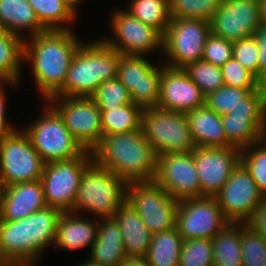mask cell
Returning a JSON list of instances; mask_svg holds the SVG:
<instances>
[{
    "mask_svg": "<svg viewBox=\"0 0 266 266\" xmlns=\"http://www.w3.org/2000/svg\"><path fill=\"white\" fill-rule=\"evenodd\" d=\"M77 266H100V265H95L93 263H91L89 260L83 261V263L81 262L80 264H77Z\"/></svg>",
    "mask_w": 266,
    "mask_h": 266,
    "instance_id": "53",
    "label": "cell"
},
{
    "mask_svg": "<svg viewBox=\"0 0 266 266\" xmlns=\"http://www.w3.org/2000/svg\"><path fill=\"white\" fill-rule=\"evenodd\" d=\"M65 3H67L77 14H78V7L80 4H82L81 2L85 1V0H62Z\"/></svg>",
    "mask_w": 266,
    "mask_h": 266,
    "instance_id": "51",
    "label": "cell"
},
{
    "mask_svg": "<svg viewBox=\"0 0 266 266\" xmlns=\"http://www.w3.org/2000/svg\"><path fill=\"white\" fill-rule=\"evenodd\" d=\"M45 163L23 129L0 135V181L4 186L40 180Z\"/></svg>",
    "mask_w": 266,
    "mask_h": 266,
    "instance_id": "7",
    "label": "cell"
},
{
    "mask_svg": "<svg viewBox=\"0 0 266 266\" xmlns=\"http://www.w3.org/2000/svg\"><path fill=\"white\" fill-rule=\"evenodd\" d=\"M128 182L93 161L83 172L73 212H89L95 218L113 217L126 202Z\"/></svg>",
    "mask_w": 266,
    "mask_h": 266,
    "instance_id": "5",
    "label": "cell"
},
{
    "mask_svg": "<svg viewBox=\"0 0 266 266\" xmlns=\"http://www.w3.org/2000/svg\"><path fill=\"white\" fill-rule=\"evenodd\" d=\"M161 73L162 65L155 66L145 56L122 55L117 78L129 91L134 104L143 108L157 107Z\"/></svg>",
    "mask_w": 266,
    "mask_h": 266,
    "instance_id": "16",
    "label": "cell"
},
{
    "mask_svg": "<svg viewBox=\"0 0 266 266\" xmlns=\"http://www.w3.org/2000/svg\"><path fill=\"white\" fill-rule=\"evenodd\" d=\"M91 98L99 108H118L132 103L129 91L117 77L102 82Z\"/></svg>",
    "mask_w": 266,
    "mask_h": 266,
    "instance_id": "40",
    "label": "cell"
},
{
    "mask_svg": "<svg viewBox=\"0 0 266 266\" xmlns=\"http://www.w3.org/2000/svg\"><path fill=\"white\" fill-rule=\"evenodd\" d=\"M61 116L80 145L92 152L101 142V112L91 97H57L46 100Z\"/></svg>",
    "mask_w": 266,
    "mask_h": 266,
    "instance_id": "12",
    "label": "cell"
},
{
    "mask_svg": "<svg viewBox=\"0 0 266 266\" xmlns=\"http://www.w3.org/2000/svg\"><path fill=\"white\" fill-rule=\"evenodd\" d=\"M113 218L121 230L126 255L146 257L153 234L141 216L126 201Z\"/></svg>",
    "mask_w": 266,
    "mask_h": 266,
    "instance_id": "24",
    "label": "cell"
},
{
    "mask_svg": "<svg viewBox=\"0 0 266 266\" xmlns=\"http://www.w3.org/2000/svg\"><path fill=\"white\" fill-rule=\"evenodd\" d=\"M262 141L266 144V124L262 130Z\"/></svg>",
    "mask_w": 266,
    "mask_h": 266,
    "instance_id": "54",
    "label": "cell"
},
{
    "mask_svg": "<svg viewBox=\"0 0 266 266\" xmlns=\"http://www.w3.org/2000/svg\"><path fill=\"white\" fill-rule=\"evenodd\" d=\"M190 133L196 147H231L223 129L221 115L205 104L186 112Z\"/></svg>",
    "mask_w": 266,
    "mask_h": 266,
    "instance_id": "25",
    "label": "cell"
},
{
    "mask_svg": "<svg viewBox=\"0 0 266 266\" xmlns=\"http://www.w3.org/2000/svg\"><path fill=\"white\" fill-rule=\"evenodd\" d=\"M243 266H266V239L246 223H240Z\"/></svg>",
    "mask_w": 266,
    "mask_h": 266,
    "instance_id": "35",
    "label": "cell"
},
{
    "mask_svg": "<svg viewBox=\"0 0 266 266\" xmlns=\"http://www.w3.org/2000/svg\"><path fill=\"white\" fill-rule=\"evenodd\" d=\"M18 83H15L13 81L10 80H6V79H0V132L1 133H5V132H10L13 130H16V128L14 127L15 125H11V121L8 122L7 121V117H6V92H5V85H9V86H16ZM10 123V124H9Z\"/></svg>",
    "mask_w": 266,
    "mask_h": 266,
    "instance_id": "45",
    "label": "cell"
},
{
    "mask_svg": "<svg viewBox=\"0 0 266 266\" xmlns=\"http://www.w3.org/2000/svg\"><path fill=\"white\" fill-rule=\"evenodd\" d=\"M210 23L201 19L171 18L162 38L163 64L182 69L187 64L202 60Z\"/></svg>",
    "mask_w": 266,
    "mask_h": 266,
    "instance_id": "8",
    "label": "cell"
},
{
    "mask_svg": "<svg viewBox=\"0 0 266 266\" xmlns=\"http://www.w3.org/2000/svg\"><path fill=\"white\" fill-rule=\"evenodd\" d=\"M123 9H117L110 16L113 37L101 39L121 55L145 56L154 51L162 53L163 36Z\"/></svg>",
    "mask_w": 266,
    "mask_h": 266,
    "instance_id": "13",
    "label": "cell"
},
{
    "mask_svg": "<svg viewBox=\"0 0 266 266\" xmlns=\"http://www.w3.org/2000/svg\"><path fill=\"white\" fill-rule=\"evenodd\" d=\"M259 2L261 23L266 25V0H259Z\"/></svg>",
    "mask_w": 266,
    "mask_h": 266,
    "instance_id": "49",
    "label": "cell"
},
{
    "mask_svg": "<svg viewBox=\"0 0 266 266\" xmlns=\"http://www.w3.org/2000/svg\"><path fill=\"white\" fill-rule=\"evenodd\" d=\"M154 181L177 201L201 197L193 151L158 155Z\"/></svg>",
    "mask_w": 266,
    "mask_h": 266,
    "instance_id": "17",
    "label": "cell"
},
{
    "mask_svg": "<svg viewBox=\"0 0 266 266\" xmlns=\"http://www.w3.org/2000/svg\"><path fill=\"white\" fill-rule=\"evenodd\" d=\"M246 224L266 239V197L254 210Z\"/></svg>",
    "mask_w": 266,
    "mask_h": 266,
    "instance_id": "46",
    "label": "cell"
},
{
    "mask_svg": "<svg viewBox=\"0 0 266 266\" xmlns=\"http://www.w3.org/2000/svg\"><path fill=\"white\" fill-rule=\"evenodd\" d=\"M256 39L259 49V78L264 70H266V25L262 24L253 35Z\"/></svg>",
    "mask_w": 266,
    "mask_h": 266,
    "instance_id": "47",
    "label": "cell"
},
{
    "mask_svg": "<svg viewBox=\"0 0 266 266\" xmlns=\"http://www.w3.org/2000/svg\"><path fill=\"white\" fill-rule=\"evenodd\" d=\"M257 89H242L223 85L205 96V105L219 115L232 112L250 92Z\"/></svg>",
    "mask_w": 266,
    "mask_h": 266,
    "instance_id": "39",
    "label": "cell"
},
{
    "mask_svg": "<svg viewBox=\"0 0 266 266\" xmlns=\"http://www.w3.org/2000/svg\"><path fill=\"white\" fill-rule=\"evenodd\" d=\"M241 150L236 147H195L193 150L201 197H214L227 183L240 162Z\"/></svg>",
    "mask_w": 266,
    "mask_h": 266,
    "instance_id": "19",
    "label": "cell"
},
{
    "mask_svg": "<svg viewBox=\"0 0 266 266\" xmlns=\"http://www.w3.org/2000/svg\"><path fill=\"white\" fill-rule=\"evenodd\" d=\"M261 25L259 0H223L210 22L212 34L231 42L253 36Z\"/></svg>",
    "mask_w": 266,
    "mask_h": 266,
    "instance_id": "18",
    "label": "cell"
},
{
    "mask_svg": "<svg viewBox=\"0 0 266 266\" xmlns=\"http://www.w3.org/2000/svg\"><path fill=\"white\" fill-rule=\"evenodd\" d=\"M229 223L215 197H194L178 203L176 227L183 240L213 239Z\"/></svg>",
    "mask_w": 266,
    "mask_h": 266,
    "instance_id": "14",
    "label": "cell"
},
{
    "mask_svg": "<svg viewBox=\"0 0 266 266\" xmlns=\"http://www.w3.org/2000/svg\"><path fill=\"white\" fill-rule=\"evenodd\" d=\"M61 211L46 206L16 221L0 220V266H35L54 243Z\"/></svg>",
    "mask_w": 266,
    "mask_h": 266,
    "instance_id": "2",
    "label": "cell"
},
{
    "mask_svg": "<svg viewBox=\"0 0 266 266\" xmlns=\"http://www.w3.org/2000/svg\"><path fill=\"white\" fill-rule=\"evenodd\" d=\"M259 90L266 96V70H264L259 78Z\"/></svg>",
    "mask_w": 266,
    "mask_h": 266,
    "instance_id": "50",
    "label": "cell"
},
{
    "mask_svg": "<svg viewBox=\"0 0 266 266\" xmlns=\"http://www.w3.org/2000/svg\"><path fill=\"white\" fill-rule=\"evenodd\" d=\"M4 189H5V186H4V184L0 181V213H1V208H2V201H3Z\"/></svg>",
    "mask_w": 266,
    "mask_h": 266,
    "instance_id": "52",
    "label": "cell"
},
{
    "mask_svg": "<svg viewBox=\"0 0 266 266\" xmlns=\"http://www.w3.org/2000/svg\"><path fill=\"white\" fill-rule=\"evenodd\" d=\"M120 266H151L146 257L127 256Z\"/></svg>",
    "mask_w": 266,
    "mask_h": 266,
    "instance_id": "48",
    "label": "cell"
},
{
    "mask_svg": "<svg viewBox=\"0 0 266 266\" xmlns=\"http://www.w3.org/2000/svg\"><path fill=\"white\" fill-rule=\"evenodd\" d=\"M225 115L248 116L261 130L266 124V96L259 90L250 92L241 103Z\"/></svg>",
    "mask_w": 266,
    "mask_h": 266,
    "instance_id": "41",
    "label": "cell"
},
{
    "mask_svg": "<svg viewBox=\"0 0 266 266\" xmlns=\"http://www.w3.org/2000/svg\"><path fill=\"white\" fill-rule=\"evenodd\" d=\"M182 69L198 85L205 96L225 85L221 68L207 61L198 60L187 64Z\"/></svg>",
    "mask_w": 266,
    "mask_h": 266,
    "instance_id": "36",
    "label": "cell"
},
{
    "mask_svg": "<svg viewBox=\"0 0 266 266\" xmlns=\"http://www.w3.org/2000/svg\"><path fill=\"white\" fill-rule=\"evenodd\" d=\"M232 57L233 42L212 33L207 37L202 60L221 67Z\"/></svg>",
    "mask_w": 266,
    "mask_h": 266,
    "instance_id": "44",
    "label": "cell"
},
{
    "mask_svg": "<svg viewBox=\"0 0 266 266\" xmlns=\"http://www.w3.org/2000/svg\"><path fill=\"white\" fill-rule=\"evenodd\" d=\"M259 49L254 36L233 42V57L259 79Z\"/></svg>",
    "mask_w": 266,
    "mask_h": 266,
    "instance_id": "43",
    "label": "cell"
},
{
    "mask_svg": "<svg viewBox=\"0 0 266 266\" xmlns=\"http://www.w3.org/2000/svg\"><path fill=\"white\" fill-rule=\"evenodd\" d=\"M142 130L157 155L187 153L196 147L185 112L168 111L158 107L144 108Z\"/></svg>",
    "mask_w": 266,
    "mask_h": 266,
    "instance_id": "9",
    "label": "cell"
},
{
    "mask_svg": "<svg viewBox=\"0 0 266 266\" xmlns=\"http://www.w3.org/2000/svg\"><path fill=\"white\" fill-rule=\"evenodd\" d=\"M220 68L225 85L242 89H259V79L234 57Z\"/></svg>",
    "mask_w": 266,
    "mask_h": 266,
    "instance_id": "42",
    "label": "cell"
},
{
    "mask_svg": "<svg viewBox=\"0 0 266 266\" xmlns=\"http://www.w3.org/2000/svg\"><path fill=\"white\" fill-rule=\"evenodd\" d=\"M240 162L266 197V144L260 141L243 148Z\"/></svg>",
    "mask_w": 266,
    "mask_h": 266,
    "instance_id": "37",
    "label": "cell"
},
{
    "mask_svg": "<svg viewBox=\"0 0 266 266\" xmlns=\"http://www.w3.org/2000/svg\"><path fill=\"white\" fill-rule=\"evenodd\" d=\"M161 64L158 108L186 113L204 105L205 95L183 69H173Z\"/></svg>",
    "mask_w": 266,
    "mask_h": 266,
    "instance_id": "20",
    "label": "cell"
},
{
    "mask_svg": "<svg viewBox=\"0 0 266 266\" xmlns=\"http://www.w3.org/2000/svg\"><path fill=\"white\" fill-rule=\"evenodd\" d=\"M0 29L23 40L46 31L28 0H0ZM26 31L29 33L25 34L27 37L24 35Z\"/></svg>",
    "mask_w": 266,
    "mask_h": 266,
    "instance_id": "26",
    "label": "cell"
},
{
    "mask_svg": "<svg viewBox=\"0 0 266 266\" xmlns=\"http://www.w3.org/2000/svg\"><path fill=\"white\" fill-rule=\"evenodd\" d=\"M93 161L92 152L86 150L71 160L46 163L40 181L47 206L61 212H73L81 177Z\"/></svg>",
    "mask_w": 266,
    "mask_h": 266,
    "instance_id": "10",
    "label": "cell"
},
{
    "mask_svg": "<svg viewBox=\"0 0 266 266\" xmlns=\"http://www.w3.org/2000/svg\"><path fill=\"white\" fill-rule=\"evenodd\" d=\"M214 197L229 222L246 223L265 195L239 162L225 186Z\"/></svg>",
    "mask_w": 266,
    "mask_h": 266,
    "instance_id": "15",
    "label": "cell"
},
{
    "mask_svg": "<svg viewBox=\"0 0 266 266\" xmlns=\"http://www.w3.org/2000/svg\"><path fill=\"white\" fill-rule=\"evenodd\" d=\"M46 30H69L77 13L62 0H28Z\"/></svg>",
    "mask_w": 266,
    "mask_h": 266,
    "instance_id": "31",
    "label": "cell"
},
{
    "mask_svg": "<svg viewBox=\"0 0 266 266\" xmlns=\"http://www.w3.org/2000/svg\"><path fill=\"white\" fill-rule=\"evenodd\" d=\"M223 129L227 141L242 150L262 141V130L248 116L222 115Z\"/></svg>",
    "mask_w": 266,
    "mask_h": 266,
    "instance_id": "32",
    "label": "cell"
},
{
    "mask_svg": "<svg viewBox=\"0 0 266 266\" xmlns=\"http://www.w3.org/2000/svg\"><path fill=\"white\" fill-rule=\"evenodd\" d=\"M43 102L45 109L41 115L23 127L43 162L71 160L82 155L86 150L69 132L61 116L47 101Z\"/></svg>",
    "mask_w": 266,
    "mask_h": 266,
    "instance_id": "6",
    "label": "cell"
},
{
    "mask_svg": "<svg viewBox=\"0 0 266 266\" xmlns=\"http://www.w3.org/2000/svg\"><path fill=\"white\" fill-rule=\"evenodd\" d=\"M128 5L127 12L163 36L171 22L168 0H131Z\"/></svg>",
    "mask_w": 266,
    "mask_h": 266,
    "instance_id": "33",
    "label": "cell"
},
{
    "mask_svg": "<svg viewBox=\"0 0 266 266\" xmlns=\"http://www.w3.org/2000/svg\"><path fill=\"white\" fill-rule=\"evenodd\" d=\"M126 201L141 216L152 234L176 226L179 201L155 181L129 182Z\"/></svg>",
    "mask_w": 266,
    "mask_h": 266,
    "instance_id": "11",
    "label": "cell"
},
{
    "mask_svg": "<svg viewBox=\"0 0 266 266\" xmlns=\"http://www.w3.org/2000/svg\"><path fill=\"white\" fill-rule=\"evenodd\" d=\"M86 219L78 213L62 212L57 223L53 246L67 251L92 248L98 233V219Z\"/></svg>",
    "mask_w": 266,
    "mask_h": 266,
    "instance_id": "22",
    "label": "cell"
},
{
    "mask_svg": "<svg viewBox=\"0 0 266 266\" xmlns=\"http://www.w3.org/2000/svg\"><path fill=\"white\" fill-rule=\"evenodd\" d=\"M94 161L129 182L154 181L158 155L143 130L102 137Z\"/></svg>",
    "mask_w": 266,
    "mask_h": 266,
    "instance_id": "3",
    "label": "cell"
},
{
    "mask_svg": "<svg viewBox=\"0 0 266 266\" xmlns=\"http://www.w3.org/2000/svg\"><path fill=\"white\" fill-rule=\"evenodd\" d=\"M24 40L3 29H0V79L15 83L22 81Z\"/></svg>",
    "mask_w": 266,
    "mask_h": 266,
    "instance_id": "29",
    "label": "cell"
},
{
    "mask_svg": "<svg viewBox=\"0 0 266 266\" xmlns=\"http://www.w3.org/2000/svg\"><path fill=\"white\" fill-rule=\"evenodd\" d=\"M223 0H168L171 18L201 19L207 22L221 5Z\"/></svg>",
    "mask_w": 266,
    "mask_h": 266,
    "instance_id": "34",
    "label": "cell"
},
{
    "mask_svg": "<svg viewBox=\"0 0 266 266\" xmlns=\"http://www.w3.org/2000/svg\"><path fill=\"white\" fill-rule=\"evenodd\" d=\"M179 266H214L212 239L183 240Z\"/></svg>",
    "mask_w": 266,
    "mask_h": 266,
    "instance_id": "38",
    "label": "cell"
},
{
    "mask_svg": "<svg viewBox=\"0 0 266 266\" xmlns=\"http://www.w3.org/2000/svg\"><path fill=\"white\" fill-rule=\"evenodd\" d=\"M76 35L72 29L46 30L24 40L23 62L31 66L43 101L64 85L72 58L83 43Z\"/></svg>",
    "mask_w": 266,
    "mask_h": 266,
    "instance_id": "1",
    "label": "cell"
},
{
    "mask_svg": "<svg viewBox=\"0 0 266 266\" xmlns=\"http://www.w3.org/2000/svg\"><path fill=\"white\" fill-rule=\"evenodd\" d=\"M87 260L100 266H120L127 257L121 230L113 217L98 218V233Z\"/></svg>",
    "mask_w": 266,
    "mask_h": 266,
    "instance_id": "23",
    "label": "cell"
},
{
    "mask_svg": "<svg viewBox=\"0 0 266 266\" xmlns=\"http://www.w3.org/2000/svg\"><path fill=\"white\" fill-rule=\"evenodd\" d=\"M122 55L101 38L84 42L77 49L57 97H91L97 87L117 77Z\"/></svg>",
    "mask_w": 266,
    "mask_h": 266,
    "instance_id": "4",
    "label": "cell"
},
{
    "mask_svg": "<svg viewBox=\"0 0 266 266\" xmlns=\"http://www.w3.org/2000/svg\"><path fill=\"white\" fill-rule=\"evenodd\" d=\"M47 206L40 180L6 186L0 220L16 221Z\"/></svg>",
    "mask_w": 266,
    "mask_h": 266,
    "instance_id": "21",
    "label": "cell"
},
{
    "mask_svg": "<svg viewBox=\"0 0 266 266\" xmlns=\"http://www.w3.org/2000/svg\"><path fill=\"white\" fill-rule=\"evenodd\" d=\"M103 136L142 129L144 108L134 104L118 108H99Z\"/></svg>",
    "mask_w": 266,
    "mask_h": 266,
    "instance_id": "27",
    "label": "cell"
},
{
    "mask_svg": "<svg viewBox=\"0 0 266 266\" xmlns=\"http://www.w3.org/2000/svg\"><path fill=\"white\" fill-rule=\"evenodd\" d=\"M214 266H243L240 223L227 224L212 239Z\"/></svg>",
    "mask_w": 266,
    "mask_h": 266,
    "instance_id": "30",
    "label": "cell"
},
{
    "mask_svg": "<svg viewBox=\"0 0 266 266\" xmlns=\"http://www.w3.org/2000/svg\"><path fill=\"white\" fill-rule=\"evenodd\" d=\"M183 239L177 227L152 235L146 258L151 266H179Z\"/></svg>",
    "mask_w": 266,
    "mask_h": 266,
    "instance_id": "28",
    "label": "cell"
}]
</instances>
